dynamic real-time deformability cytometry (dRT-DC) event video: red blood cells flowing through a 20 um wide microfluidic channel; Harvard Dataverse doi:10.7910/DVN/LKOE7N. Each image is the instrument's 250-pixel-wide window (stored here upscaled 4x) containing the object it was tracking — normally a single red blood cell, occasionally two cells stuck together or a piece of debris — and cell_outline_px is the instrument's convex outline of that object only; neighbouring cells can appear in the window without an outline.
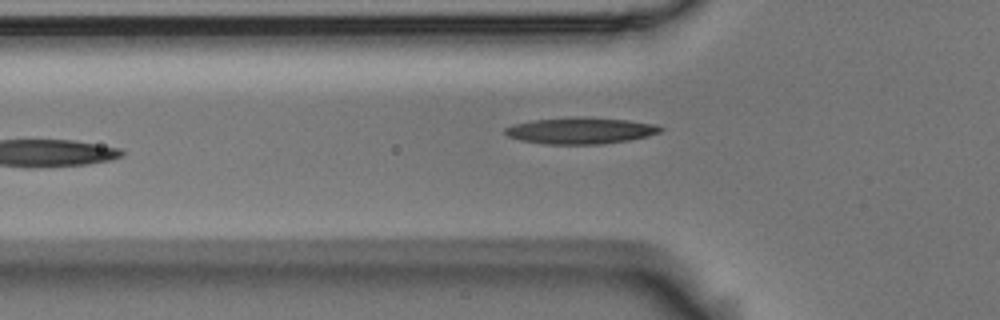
{"species": "Egyptian fruit bat (a non-hibernating species)", "species_latin": "Rousettus aegyptiacus", "temperature_condition": "room temperature", "stored_images_in_passage": 6, "camera_frame_rate_fps": 3000, "um_per_image_px": 0.085, "animal": {"sex": "male"}, "frame": {"image": 1, "passage_image": 5, "time_ms": 1.333, "image_size_px": [1000, 320], "cell_outline_px": [[664, 128], [660, 132], [648, 136], [628, 140], [600, 144], [548, 144], [520, 140], [508, 136], [504, 132], [504, 128], [512, 124], [532, 120], [572, 116], [580, 116], [628, 120], [656, 124]], "centroid_in_image_um": [49.33, 11.09], "position_along_channel_um": 76.5, "area_um2": 24.1}}
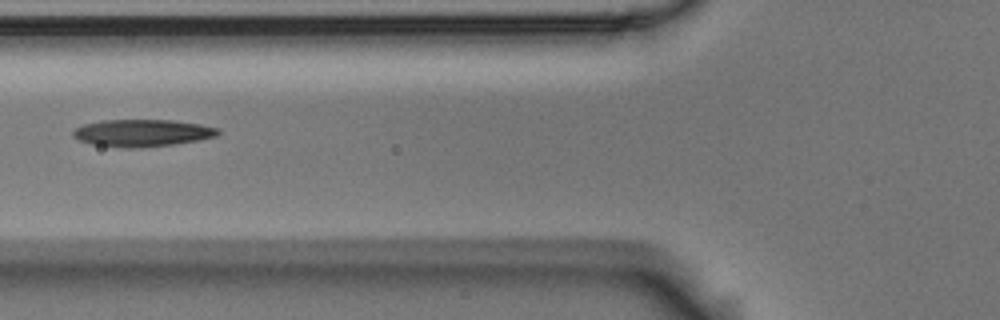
{"frame": {"image": 2, "passage_image": 6, "time_ms": 1.667, "image_size_px": [1000, 320], "cell_outline_px": [[220, 132], [216, 136], [200, 140], [172, 144], [140, 148], [124, 148], [92, 144], [80, 140], [72, 136], [72, 132], [76, 128], [84, 124], [104, 120], [172, 120], [200, 124], [220, 128]], "centroid_in_image_um": [12.11, 11.3], "position_along_channel_um": 113.7, "area_um2": 22.95}}